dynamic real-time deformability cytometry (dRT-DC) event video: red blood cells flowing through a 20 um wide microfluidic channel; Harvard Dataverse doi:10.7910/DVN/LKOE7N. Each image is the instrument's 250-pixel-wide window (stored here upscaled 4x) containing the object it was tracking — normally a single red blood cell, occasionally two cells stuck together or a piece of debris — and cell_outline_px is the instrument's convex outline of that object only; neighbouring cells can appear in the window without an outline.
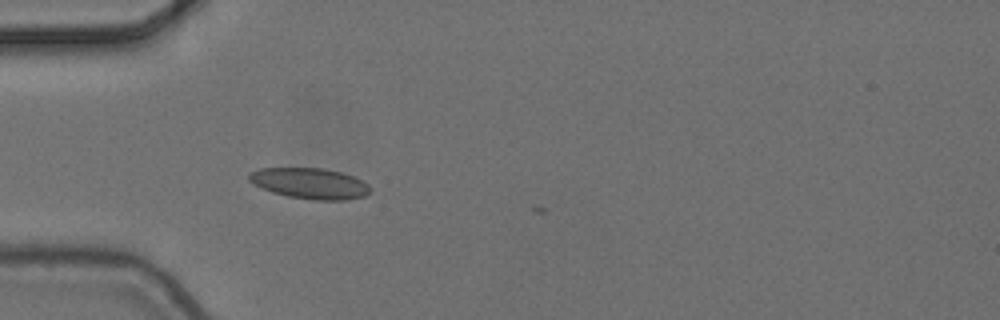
{"species": "common noctule bat (a hibernating species)", "species_latin": "Nyctalus noctula", "temperature_condition": "cold", "stored_images_in_passage": 2, "camera_frame_rate_fps": 3000, "um_per_image_px": 0.085, "animal": {"sex": "female", "body_mass_g": 24.6, "forearm_length_mm": 56.2}, "frame": {"image": 1, "passage_image": 2, "time_ms": 0.333, "image_size_px": [1000, 320], "cell_outline_px": [[372, 192], [364, 196], [348, 200], [312, 200], [288, 196], [272, 192], [248, 180], [248, 172], [260, 168], [324, 168], [340, 172], [352, 176], [368, 184], [372, 188]], "centroid_in_image_um": [26.36, 15.59], "position_along_channel_um": 58.6, "area_um2": 21.79}}